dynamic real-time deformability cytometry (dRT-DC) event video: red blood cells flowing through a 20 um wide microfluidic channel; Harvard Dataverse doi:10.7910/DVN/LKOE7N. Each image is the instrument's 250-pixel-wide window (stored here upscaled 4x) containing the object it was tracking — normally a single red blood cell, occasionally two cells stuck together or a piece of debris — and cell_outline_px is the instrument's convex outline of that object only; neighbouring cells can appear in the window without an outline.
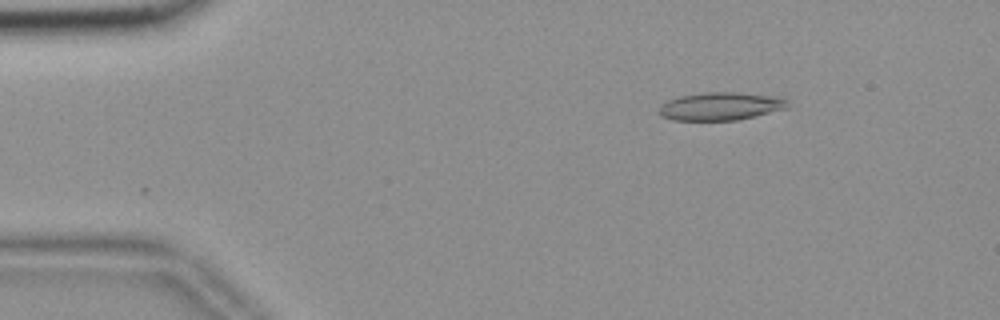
{"species": "common noctule bat (a hibernating species)", "species_latin": "Nyctalus noctula", "temperature_condition": "room temperature", "stored_images_in_passage": 48, "camera_frame_rate_fps": 3000, "um_per_image_px": 0.085, "animal": {"sex": "female", "body_mass_g": 18.4}, "frame": {"image": 1, "passage_image": 1, "time_ms": 0.0, "image_size_px": [1000, 320], "cell_outline_px": [[788, 108], [756, 116], [736, 120], [672, 120], [664, 116], [660, 112], [660, 108], [668, 100], [680, 96], [704, 92], [736, 92], [780, 96], [788, 100]], "centroid_in_image_um": [61.34, 9.02], "position_along_channel_um": 23.7, "area_um2": 20.92}}
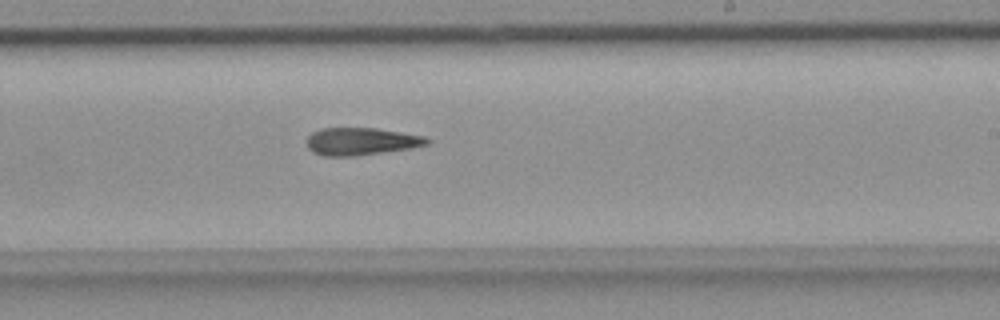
{"frame": {"image": 2, "passage_image": 26, "time_ms": 8.333, "image_size_px": [1000, 320], "cell_outline_px": [[432, 140], [428, 144], [408, 148], [356, 156], [324, 156], [312, 152], [308, 148], [308, 136], [312, 132], [320, 128], [376, 128], [424, 136]], "centroid_in_image_um": [30.67, 12.01], "position_along_channel_um": 258.3, "area_um2": 19.13}}
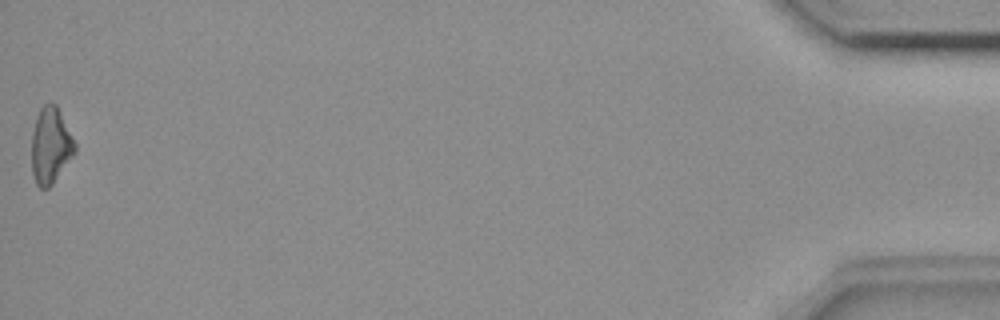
{"frame": {"image": 3, "passage_image": 48, "time_ms": 15.667, "image_size_px": [1000, 320], "cell_outline_px": [[76, 152], [52, 184], [48, 188], [40, 188], [36, 184], [32, 172], [32, 132], [36, 116], [40, 108], [44, 104], [52, 100], [56, 104], [76, 144]], "centroid_in_image_um": [4.29, 12.35], "position_along_channel_um": 430.9, "area_um2": 19.25}}